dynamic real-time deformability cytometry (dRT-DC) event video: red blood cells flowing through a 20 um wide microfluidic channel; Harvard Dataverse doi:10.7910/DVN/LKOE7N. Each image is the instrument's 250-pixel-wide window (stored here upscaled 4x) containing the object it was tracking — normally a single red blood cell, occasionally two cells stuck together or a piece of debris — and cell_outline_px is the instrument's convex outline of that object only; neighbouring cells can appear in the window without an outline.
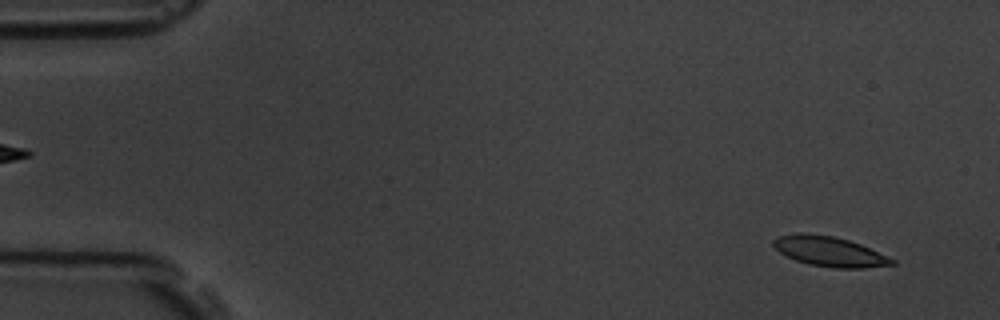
{"species": "common noctule bat (a hibernating species)", "species_latin": "Nyctalus noctula", "temperature_condition": "room temperature", "stored_images_in_passage": 4, "camera_frame_rate_fps": 3000, "um_per_image_px": 0.085, "animal": {"sex": "male", "body_mass_g": 19.5, "forearm_length_mm": 54.6}, "frame": {"image": 1, "passage_image": 1, "time_ms": 0.0, "image_size_px": [1000, 320], "cell_outline_px": [[896, 264], [864, 268], [836, 268], [808, 264], [784, 256], [772, 244], [772, 240], [776, 236], [796, 232], [804, 232], [832, 236], [848, 240], [860, 244], [896, 260]], "centroid_in_image_um": [70.45, 21.36], "position_along_channel_um": 14.5, "area_um2": 20.81}}
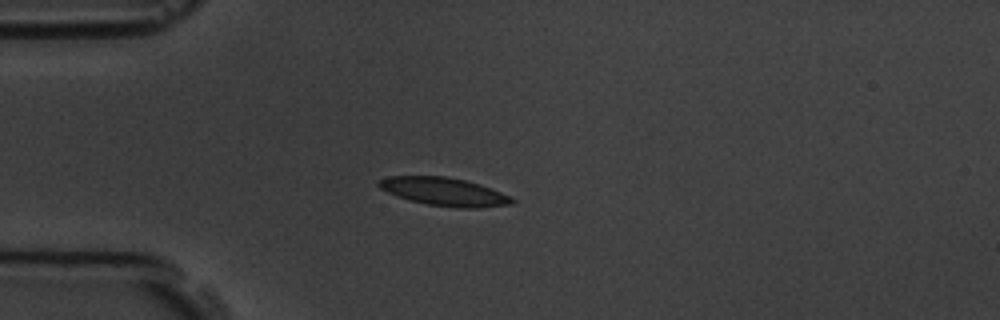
{"frame": {"image": 2, "passage_image": 4, "time_ms": 3.667, "image_size_px": [1000, 320], "cell_outline_px": [[516, 204], [480, 208], [456, 208], [428, 204], [396, 196], [380, 188], [376, 184], [380, 180], [388, 176], [444, 176], [464, 180], [480, 184], [500, 192], [516, 200]], "centroid_in_image_um": [37.78, 16.3], "position_along_channel_um": 47.2, "area_um2": 21.79}}